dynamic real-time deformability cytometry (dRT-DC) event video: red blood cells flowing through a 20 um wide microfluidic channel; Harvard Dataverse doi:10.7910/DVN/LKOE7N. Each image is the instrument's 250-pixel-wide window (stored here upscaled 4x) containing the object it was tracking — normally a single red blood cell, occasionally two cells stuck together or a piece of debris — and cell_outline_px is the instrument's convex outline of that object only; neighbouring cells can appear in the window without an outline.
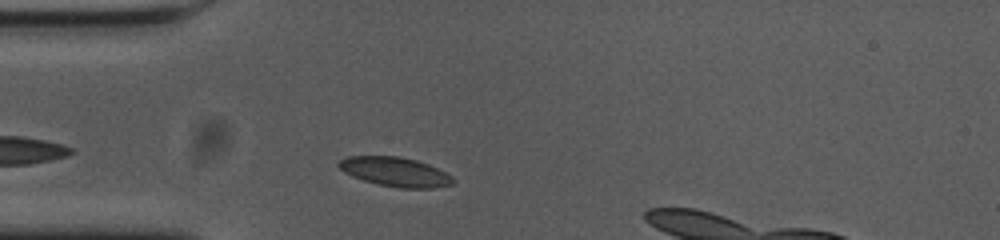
{"species": "common noctule bat (a hibernating species)", "species_latin": "Nyctalus noctula", "temperature_condition": "cold", "stored_images_in_passage": 30, "camera_frame_rate_fps": 3000, "um_per_image_px": 0.085, "animal": {"sex": "female", "body_mass_g": 23.0, "forearm_length_mm": 53.4}, "frame": {"image": 1, "passage_image": 5, "time_ms": 1.333, "image_size_px": [1000, 240], "cell_outline_px": [[456, 180], [452, 184], [432, 188], [400, 188], [380, 184], [364, 180], [352, 176], [340, 168], [340, 160], [348, 156], [400, 156], [416, 160], [428, 164], [452, 176]], "centroid_in_image_um": [33.63, 14.6], "position_along_channel_um": 51.4, "area_um2": 19.19}}
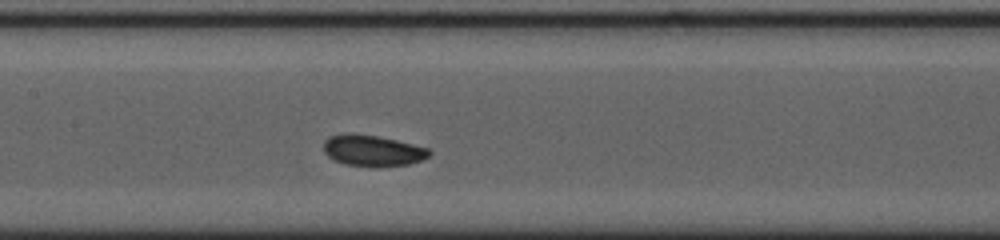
{"frame": {"image": 2, "passage_image": 16, "time_ms": 5.0, "image_size_px": [1000, 240], "cell_outline_px": [[432, 152], [428, 156], [420, 160], [408, 164], [376, 168], [344, 164], [328, 156], [324, 152], [324, 140], [328, 136], [348, 132], [376, 136], [396, 140], [428, 148]], "centroid_in_image_um": [31.64, 12.8], "position_along_channel_um": 175.8, "area_um2": 19.31}}
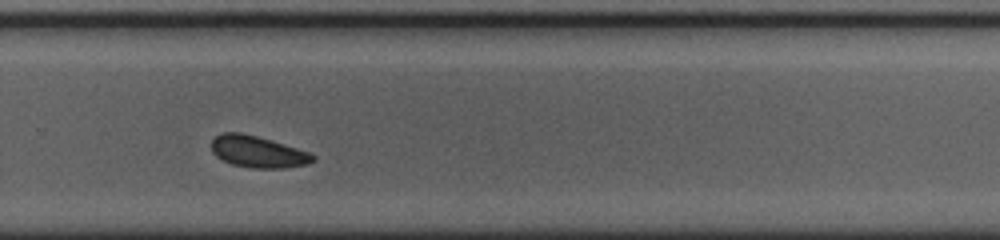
{"frame": {"image": 3, "passage_image": 27, "time_ms": 8.667, "image_size_px": [1000, 240], "cell_outline_px": [[316, 160], [308, 164], [284, 168], [252, 168], [232, 164], [216, 156], [212, 152], [212, 140], [220, 132], [244, 132], [296, 148], [308, 152], [316, 156]], "centroid_in_image_um": [21.91, 12.89], "position_along_channel_um": 307.9, "area_um2": 18.67}, "authors_computed_cell_mechanics": {"area_um2": 18.6983, "velocity_mm_per_s": 3.6117, "shape_relaxation_time_tau1_ms": null, "shape_relaxation_time_tau2_ms": 2.3935, "deformation_change_tau1": null, "deformation_change_tau2": 0.0568}}